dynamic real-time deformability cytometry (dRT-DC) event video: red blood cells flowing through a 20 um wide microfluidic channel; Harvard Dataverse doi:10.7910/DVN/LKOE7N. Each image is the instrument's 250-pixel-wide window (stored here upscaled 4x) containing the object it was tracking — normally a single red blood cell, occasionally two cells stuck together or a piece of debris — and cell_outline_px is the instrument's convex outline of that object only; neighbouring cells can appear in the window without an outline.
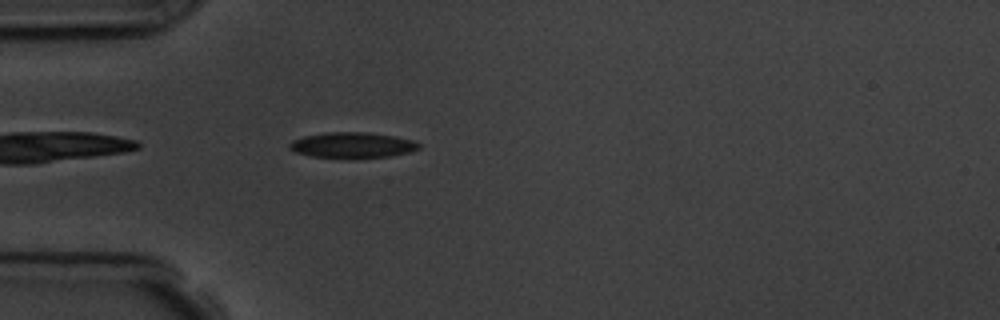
{"species": "common noctule bat (a hibernating species)", "species_latin": "Nyctalus noctula", "temperature_condition": "room temperature", "stored_images_in_passage": 5, "camera_frame_rate_fps": 3000, "um_per_image_px": 0.085, "animal": {"sex": "male", "body_mass_g": 19.5, "forearm_length_mm": 54.6}, "frame": {"image": 1, "passage_image": 5, "time_ms": 4.667, "image_size_px": [1000, 320], "cell_outline_px": [[420, 148], [412, 152], [388, 156], [356, 160], [352, 160], [312, 156], [296, 152], [288, 148], [288, 144], [292, 140], [304, 136], [324, 132], [368, 132], [396, 136], [412, 140], [420, 144]], "centroid_in_image_um": [29.95, 12.36], "position_along_channel_um": 55.0, "area_um2": 20.0}}